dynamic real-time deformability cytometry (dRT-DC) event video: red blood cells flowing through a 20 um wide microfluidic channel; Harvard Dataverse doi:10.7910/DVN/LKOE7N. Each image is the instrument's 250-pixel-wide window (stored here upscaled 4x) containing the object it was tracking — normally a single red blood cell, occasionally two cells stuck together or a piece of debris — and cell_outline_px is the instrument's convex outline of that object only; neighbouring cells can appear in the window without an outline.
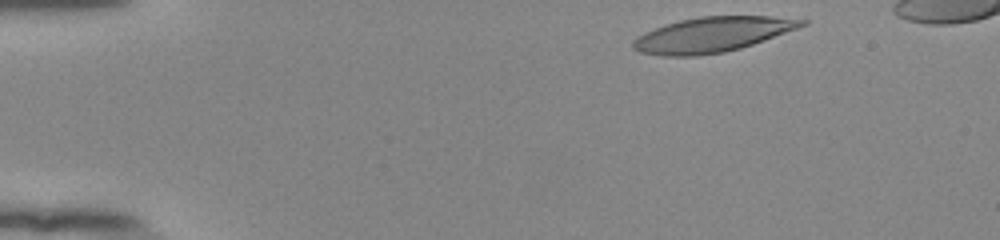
{"species": "human", "species_latin": "Homo sapiens", "temperature_condition": "room temperature", "stored_images_in_passage": 40, "camera_frame_rate_fps": 3000, "um_per_image_px": 0.085, "donor": {"sex": "female"}, "frame": {"image": 1, "passage_image": 1, "time_ms": 0.0, "image_size_px": [1000, 240], "cell_outline_px": [[808, 24], [764, 40], [740, 48], [724, 52], [696, 56], [664, 56], [640, 52], [632, 48], [632, 40], [644, 32], [664, 24], [680, 20], [700, 16], [768, 16], [808, 20]], "centroid_in_image_um": [60.5, 2.94], "position_along_channel_um": 24.5, "area_um2": 34.33}}
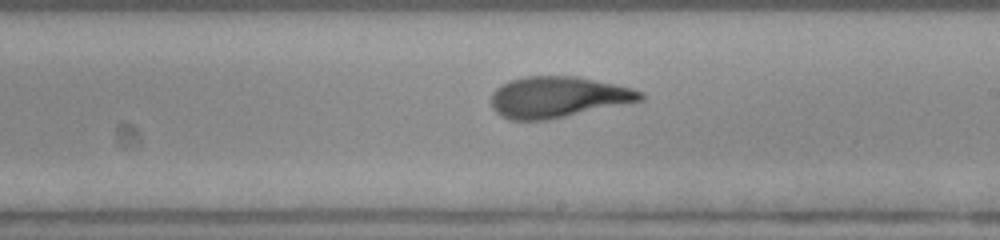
{"frame": {"image": 2, "passage_image": 25, "time_ms": 8.0, "image_size_px": [1000, 240], "cell_outline_px": [[644, 100], [548, 120], [508, 120], [500, 116], [492, 108], [492, 92], [500, 84], [508, 80], [524, 76], [576, 76], [632, 88], [644, 92]], "centroid_in_image_um": [47.39, 8.25], "position_along_channel_um": 241.6, "area_um2": 35.89}}
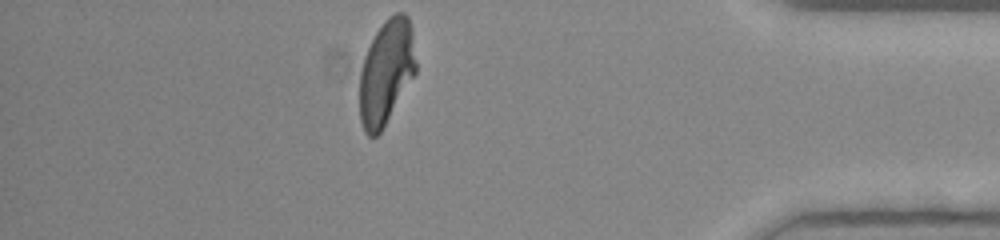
{"frame": {"image": 3, "passage_image": 40, "time_ms": 13.0, "image_size_px": [1000, 240], "cell_outline_px": [[416, 72], [380, 132], [376, 136], [368, 136], [364, 132], [360, 120], [360, 72], [364, 56], [376, 32], [384, 20], [388, 16], [396, 12], [404, 12], [408, 16], [412, 28], [416, 64]], "centroid_in_image_um": [32.83, 6.09], "position_along_channel_um": 402.4, "area_um2": 34.22}, "authors_computed_cell_mechanics": {"area_um2": 35.4892, "velocity_mm_per_s": 3.8892, "shape_relaxation_time_tau1_ms": 4.1448, "shape_relaxation_time_tau2_ms": 1.5545, "deformation_change_tau1": 0.1998, "deformation_change_tau2": 0.0981}}